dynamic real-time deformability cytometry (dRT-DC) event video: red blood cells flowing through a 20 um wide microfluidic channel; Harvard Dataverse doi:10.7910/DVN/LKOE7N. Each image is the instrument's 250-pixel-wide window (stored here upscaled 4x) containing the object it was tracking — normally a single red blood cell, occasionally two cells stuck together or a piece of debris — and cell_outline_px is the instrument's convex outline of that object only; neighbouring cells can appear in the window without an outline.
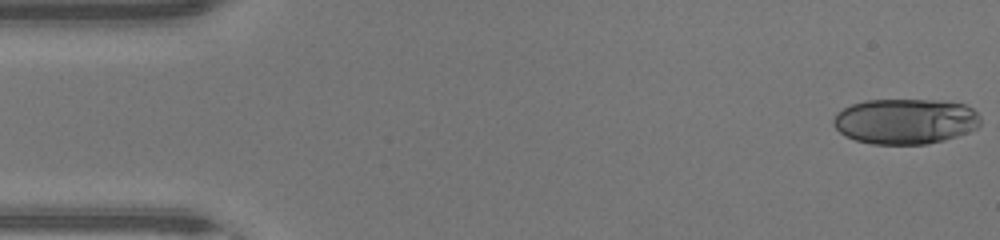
{"species": "human", "species_latin": "Homo sapiens", "temperature_condition": "warm", "stored_images_in_passage": 45, "camera_frame_rate_fps": 3000, "um_per_image_px": 0.085, "donor": {"sex": "male"}, "frame": {"image": 1, "passage_image": 1, "time_ms": 0.0, "image_size_px": [1000, 240], "cell_outline_px": [[980, 124], [976, 128], [968, 132], [944, 140], [928, 144], [872, 144], [856, 140], [840, 132], [832, 124], [832, 120], [836, 112], [852, 104], [864, 100], [936, 100], [964, 104], [972, 108], [980, 116]], "centroid_in_image_um": [76.94, 10.3], "position_along_channel_um": 8.1, "area_um2": 39.02}}
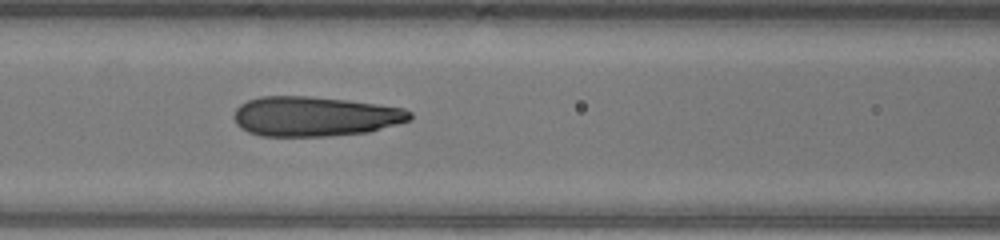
{"frame": {"image": 2, "passage_image": 19, "time_ms": 6.0, "image_size_px": [1000, 240], "cell_outline_px": [[412, 120], [368, 132], [328, 136], [260, 136], [248, 132], [240, 128], [236, 124], [232, 116], [236, 108], [240, 104], [248, 100], [260, 96], [308, 96], [348, 100], [404, 108], [412, 112]], "centroid_in_image_um": [26.73, 9.89], "position_along_channel_um": 139.9, "area_um2": 41.1}}
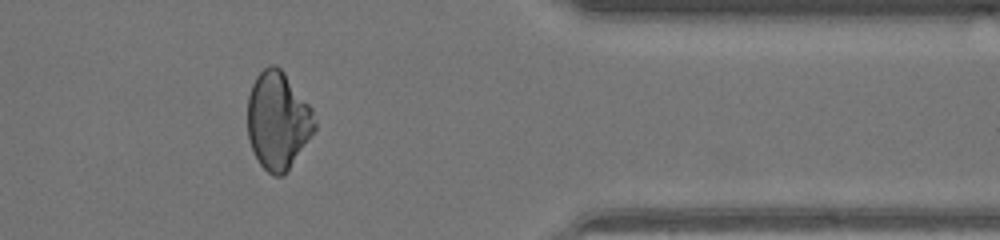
{"frame": {"image": 3, "passage_image": 37, "time_ms": 12.0, "image_size_px": [1000, 240], "cell_outline_px": [[316, 128], [284, 176], [272, 176], [260, 164], [252, 148], [248, 136], [248, 96], [252, 84], [256, 76], [268, 64], [276, 64], [284, 72], [312, 108], [316, 120]], "centroid_in_image_um": [23.62, 10.23], "position_along_channel_um": 387.8, "area_um2": 38.15}, "authors_computed_cell_mechanics": {"area_um2": 39.7086, "velocity_mm_per_s": 4.511, "shape_relaxation_time_tau1_ms": 6.0344, "shape_relaxation_time_tau2_ms": 0.9832, "deformation_change_tau1": 0.2372, "deformation_change_tau2": 0.0654}}